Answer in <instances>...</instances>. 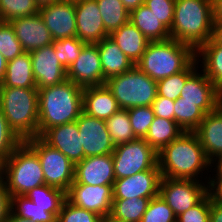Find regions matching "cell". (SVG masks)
Wrapping results in <instances>:
<instances>
[{
    "label": "cell",
    "instance_id": "7c38bea8",
    "mask_svg": "<svg viewBox=\"0 0 222 222\" xmlns=\"http://www.w3.org/2000/svg\"><path fill=\"white\" fill-rule=\"evenodd\" d=\"M76 122L81 136L84 158L113 153L115 145L111 141L105 120L82 112Z\"/></svg>",
    "mask_w": 222,
    "mask_h": 222
},
{
    "label": "cell",
    "instance_id": "1f68e13d",
    "mask_svg": "<svg viewBox=\"0 0 222 222\" xmlns=\"http://www.w3.org/2000/svg\"><path fill=\"white\" fill-rule=\"evenodd\" d=\"M106 32L110 35L129 21L130 12L121 0H96Z\"/></svg>",
    "mask_w": 222,
    "mask_h": 222
},
{
    "label": "cell",
    "instance_id": "2e32d148",
    "mask_svg": "<svg viewBox=\"0 0 222 222\" xmlns=\"http://www.w3.org/2000/svg\"><path fill=\"white\" fill-rule=\"evenodd\" d=\"M197 70L186 80L178 102L198 103L205 113L214 111L222 103V92L205 75Z\"/></svg>",
    "mask_w": 222,
    "mask_h": 222
},
{
    "label": "cell",
    "instance_id": "681fc988",
    "mask_svg": "<svg viewBox=\"0 0 222 222\" xmlns=\"http://www.w3.org/2000/svg\"><path fill=\"white\" fill-rule=\"evenodd\" d=\"M209 222H222V204L212 202L211 198Z\"/></svg>",
    "mask_w": 222,
    "mask_h": 222
},
{
    "label": "cell",
    "instance_id": "52a82bcc",
    "mask_svg": "<svg viewBox=\"0 0 222 222\" xmlns=\"http://www.w3.org/2000/svg\"><path fill=\"white\" fill-rule=\"evenodd\" d=\"M120 109L151 106L157 96V81L143 73L136 65L123 74L112 76L105 82Z\"/></svg>",
    "mask_w": 222,
    "mask_h": 222
},
{
    "label": "cell",
    "instance_id": "9f6ffc18",
    "mask_svg": "<svg viewBox=\"0 0 222 222\" xmlns=\"http://www.w3.org/2000/svg\"><path fill=\"white\" fill-rule=\"evenodd\" d=\"M60 0H35L39 8L59 2Z\"/></svg>",
    "mask_w": 222,
    "mask_h": 222
},
{
    "label": "cell",
    "instance_id": "7402d4cb",
    "mask_svg": "<svg viewBox=\"0 0 222 222\" xmlns=\"http://www.w3.org/2000/svg\"><path fill=\"white\" fill-rule=\"evenodd\" d=\"M198 136L206 157L213 163L222 155V103L207 113L194 131ZM215 157V158H214Z\"/></svg>",
    "mask_w": 222,
    "mask_h": 222
},
{
    "label": "cell",
    "instance_id": "6f0895ef",
    "mask_svg": "<svg viewBox=\"0 0 222 222\" xmlns=\"http://www.w3.org/2000/svg\"><path fill=\"white\" fill-rule=\"evenodd\" d=\"M218 163H216L217 165H216V167H215V169H217V176H222V155L221 156H219L218 158Z\"/></svg>",
    "mask_w": 222,
    "mask_h": 222
},
{
    "label": "cell",
    "instance_id": "ac0fdd59",
    "mask_svg": "<svg viewBox=\"0 0 222 222\" xmlns=\"http://www.w3.org/2000/svg\"><path fill=\"white\" fill-rule=\"evenodd\" d=\"M77 38L86 44H96L109 34L105 30L96 0H75Z\"/></svg>",
    "mask_w": 222,
    "mask_h": 222
},
{
    "label": "cell",
    "instance_id": "c3c4849f",
    "mask_svg": "<svg viewBox=\"0 0 222 222\" xmlns=\"http://www.w3.org/2000/svg\"><path fill=\"white\" fill-rule=\"evenodd\" d=\"M216 177L207 182L209 184L207 185V194L212 202L222 204V176Z\"/></svg>",
    "mask_w": 222,
    "mask_h": 222
},
{
    "label": "cell",
    "instance_id": "277c9868",
    "mask_svg": "<svg viewBox=\"0 0 222 222\" xmlns=\"http://www.w3.org/2000/svg\"><path fill=\"white\" fill-rule=\"evenodd\" d=\"M0 108L22 142L38 136L37 88L0 87Z\"/></svg>",
    "mask_w": 222,
    "mask_h": 222
},
{
    "label": "cell",
    "instance_id": "e0dca14e",
    "mask_svg": "<svg viewBox=\"0 0 222 222\" xmlns=\"http://www.w3.org/2000/svg\"><path fill=\"white\" fill-rule=\"evenodd\" d=\"M36 88L59 84L67 79V69L58 61L53 45L30 52Z\"/></svg>",
    "mask_w": 222,
    "mask_h": 222
},
{
    "label": "cell",
    "instance_id": "484cf974",
    "mask_svg": "<svg viewBox=\"0 0 222 222\" xmlns=\"http://www.w3.org/2000/svg\"><path fill=\"white\" fill-rule=\"evenodd\" d=\"M129 21L149 40L165 41L171 38L169 29L147 6L140 5L130 12Z\"/></svg>",
    "mask_w": 222,
    "mask_h": 222
},
{
    "label": "cell",
    "instance_id": "5bb4252c",
    "mask_svg": "<svg viewBox=\"0 0 222 222\" xmlns=\"http://www.w3.org/2000/svg\"><path fill=\"white\" fill-rule=\"evenodd\" d=\"M53 40L77 37L75 0H60L39 8Z\"/></svg>",
    "mask_w": 222,
    "mask_h": 222
},
{
    "label": "cell",
    "instance_id": "ab89813d",
    "mask_svg": "<svg viewBox=\"0 0 222 222\" xmlns=\"http://www.w3.org/2000/svg\"><path fill=\"white\" fill-rule=\"evenodd\" d=\"M127 110L135 136L145 138L155 117L152 106H138Z\"/></svg>",
    "mask_w": 222,
    "mask_h": 222
},
{
    "label": "cell",
    "instance_id": "4fadbf2b",
    "mask_svg": "<svg viewBox=\"0 0 222 222\" xmlns=\"http://www.w3.org/2000/svg\"><path fill=\"white\" fill-rule=\"evenodd\" d=\"M113 185L71 184L66 199L73 205L92 211L101 217L111 214Z\"/></svg>",
    "mask_w": 222,
    "mask_h": 222
},
{
    "label": "cell",
    "instance_id": "7a4b0ae2",
    "mask_svg": "<svg viewBox=\"0 0 222 222\" xmlns=\"http://www.w3.org/2000/svg\"><path fill=\"white\" fill-rule=\"evenodd\" d=\"M157 154L161 177L196 180L200 172L212 166L195 132L182 133Z\"/></svg>",
    "mask_w": 222,
    "mask_h": 222
},
{
    "label": "cell",
    "instance_id": "74e56055",
    "mask_svg": "<svg viewBox=\"0 0 222 222\" xmlns=\"http://www.w3.org/2000/svg\"><path fill=\"white\" fill-rule=\"evenodd\" d=\"M86 43L77 37H68L60 40H53V47L58 61L66 69L75 62Z\"/></svg>",
    "mask_w": 222,
    "mask_h": 222
},
{
    "label": "cell",
    "instance_id": "60d3db41",
    "mask_svg": "<svg viewBox=\"0 0 222 222\" xmlns=\"http://www.w3.org/2000/svg\"><path fill=\"white\" fill-rule=\"evenodd\" d=\"M140 222H177V216L158 195L149 201Z\"/></svg>",
    "mask_w": 222,
    "mask_h": 222
},
{
    "label": "cell",
    "instance_id": "d590c367",
    "mask_svg": "<svg viewBox=\"0 0 222 222\" xmlns=\"http://www.w3.org/2000/svg\"><path fill=\"white\" fill-rule=\"evenodd\" d=\"M174 121L184 132H194L205 117V113L198 107V103H174Z\"/></svg>",
    "mask_w": 222,
    "mask_h": 222
},
{
    "label": "cell",
    "instance_id": "603a6c76",
    "mask_svg": "<svg viewBox=\"0 0 222 222\" xmlns=\"http://www.w3.org/2000/svg\"><path fill=\"white\" fill-rule=\"evenodd\" d=\"M120 107L106 85L83 88V112L97 119L107 120Z\"/></svg>",
    "mask_w": 222,
    "mask_h": 222
},
{
    "label": "cell",
    "instance_id": "30bf717a",
    "mask_svg": "<svg viewBox=\"0 0 222 222\" xmlns=\"http://www.w3.org/2000/svg\"><path fill=\"white\" fill-rule=\"evenodd\" d=\"M207 195V187L198 178L171 179L162 177L159 196L168 204L176 216L197 205Z\"/></svg>",
    "mask_w": 222,
    "mask_h": 222
},
{
    "label": "cell",
    "instance_id": "d6986e66",
    "mask_svg": "<svg viewBox=\"0 0 222 222\" xmlns=\"http://www.w3.org/2000/svg\"><path fill=\"white\" fill-rule=\"evenodd\" d=\"M39 137L49 146L58 149L74 165L84 159V150L76 121L49 128Z\"/></svg>",
    "mask_w": 222,
    "mask_h": 222
},
{
    "label": "cell",
    "instance_id": "cb8c5ba5",
    "mask_svg": "<svg viewBox=\"0 0 222 222\" xmlns=\"http://www.w3.org/2000/svg\"><path fill=\"white\" fill-rule=\"evenodd\" d=\"M109 37L134 65L140 60L149 43V40L130 21L113 31Z\"/></svg>",
    "mask_w": 222,
    "mask_h": 222
},
{
    "label": "cell",
    "instance_id": "f1b7e54d",
    "mask_svg": "<svg viewBox=\"0 0 222 222\" xmlns=\"http://www.w3.org/2000/svg\"><path fill=\"white\" fill-rule=\"evenodd\" d=\"M201 56L204 68L202 71L222 92V45L209 40L196 51V58Z\"/></svg>",
    "mask_w": 222,
    "mask_h": 222
},
{
    "label": "cell",
    "instance_id": "44dd1931",
    "mask_svg": "<svg viewBox=\"0 0 222 222\" xmlns=\"http://www.w3.org/2000/svg\"><path fill=\"white\" fill-rule=\"evenodd\" d=\"M9 22L25 52H31L53 43L52 35L39 12Z\"/></svg>",
    "mask_w": 222,
    "mask_h": 222
},
{
    "label": "cell",
    "instance_id": "f546056e",
    "mask_svg": "<svg viewBox=\"0 0 222 222\" xmlns=\"http://www.w3.org/2000/svg\"><path fill=\"white\" fill-rule=\"evenodd\" d=\"M25 196L36 206L47 208V212L53 213L56 217L66 199V193L63 190L47 184L30 190Z\"/></svg>",
    "mask_w": 222,
    "mask_h": 222
},
{
    "label": "cell",
    "instance_id": "9a60e30c",
    "mask_svg": "<svg viewBox=\"0 0 222 222\" xmlns=\"http://www.w3.org/2000/svg\"><path fill=\"white\" fill-rule=\"evenodd\" d=\"M160 169H150L114 181L113 199L154 198L159 195Z\"/></svg>",
    "mask_w": 222,
    "mask_h": 222
},
{
    "label": "cell",
    "instance_id": "9c48e42d",
    "mask_svg": "<svg viewBox=\"0 0 222 222\" xmlns=\"http://www.w3.org/2000/svg\"><path fill=\"white\" fill-rule=\"evenodd\" d=\"M38 156L45 184L65 193L74 182L75 165L58 149L46 144L39 136L24 141Z\"/></svg>",
    "mask_w": 222,
    "mask_h": 222
},
{
    "label": "cell",
    "instance_id": "4dcf8cb0",
    "mask_svg": "<svg viewBox=\"0 0 222 222\" xmlns=\"http://www.w3.org/2000/svg\"><path fill=\"white\" fill-rule=\"evenodd\" d=\"M150 198L113 199L110 216L123 222H140Z\"/></svg>",
    "mask_w": 222,
    "mask_h": 222
},
{
    "label": "cell",
    "instance_id": "7dc6e473",
    "mask_svg": "<svg viewBox=\"0 0 222 222\" xmlns=\"http://www.w3.org/2000/svg\"><path fill=\"white\" fill-rule=\"evenodd\" d=\"M11 211V196L7 187L0 178V222H5L8 214Z\"/></svg>",
    "mask_w": 222,
    "mask_h": 222
},
{
    "label": "cell",
    "instance_id": "b9f144b4",
    "mask_svg": "<svg viewBox=\"0 0 222 222\" xmlns=\"http://www.w3.org/2000/svg\"><path fill=\"white\" fill-rule=\"evenodd\" d=\"M101 218L98 214L77 207L65 199L56 222H101Z\"/></svg>",
    "mask_w": 222,
    "mask_h": 222
},
{
    "label": "cell",
    "instance_id": "ee69618b",
    "mask_svg": "<svg viewBox=\"0 0 222 222\" xmlns=\"http://www.w3.org/2000/svg\"><path fill=\"white\" fill-rule=\"evenodd\" d=\"M147 6L159 18V21L169 30L173 24L175 0H145Z\"/></svg>",
    "mask_w": 222,
    "mask_h": 222
},
{
    "label": "cell",
    "instance_id": "8fae6325",
    "mask_svg": "<svg viewBox=\"0 0 222 222\" xmlns=\"http://www.w3.org/2000/svg\"><path fill=\"white\" fill-rule=\"evenodd\" d=\"M67 79L82 88L105 85L97 44H85L80 55L67 68Z\"/></svg>",
    "mask_w": 222,
    "mask_h": 222
},
{
    "label": "cell",
    "instance_id": "f5cc1de1",
    "mask_svg": "<svg viewBox=\"0 0 222 222\" xmlns=\"http://www.w3.org/2000/svg\"><path fill=\"white\" fill-rule=\"evenodd\" d=\"M128 12L137 9L140 5L144 4L145 0H121Z\"/></svg>",
    "mask_w": 222,
    "mask_h": 222
},
{
    "label": "cell",
    "instance_id": "db71d44e",
    "mask_svg": "<svg viewBox=\"0 0 222 222\" xmlns=\"http://www.w3.org/2000/svg\"><path fill=\"white\" fill-rule=\"evenodd\" d=\"M7 68V61L0 53V83L4 80Z\"/></svg>",
    "mask_w": 222,
    "mask_h": 222
},
{
    "label": "cell",
    "instance_id": "4316f807",
    "mask_svg": "<svg viewBox=\"0 0 222 222\" xmlns=\"http://www.w3.org/2000/svg\"><path fill=\"white\" fill-rule=\"evenodd\" d=\"M0 87L36 88L30 52H23L7 61L6 74Z\"/></svg>",
    "mask_w": 222,
    "mask_h": 222
},
{
    "label": "cell",
    "instance_id": "7bdbcfd3",
    "mask_svg": "<svg viewBox=\"0 0 222 222\" xmlns=\"http://www.w3.org/2000/svg\"><path fill=\"white\" fill-rule=\"evenodd\" d=\"M21 143L22 140L9 128L7 119L0 108V162L10 156Z\"/></svg>",
    "mask_w": 222,
    "mask_h": 222
},
{
    "label": "cell",
    "instance_id": "f35d334b",
    "mask_svg": "<svg viewBox=\"0 0 222 222\" xmlns=\"http://www.w3.org/2000/svg\"><path fill=\"white\" fill-rule=\"evenodd\" d=\"M25 52L8 21H0V53L6 61L15 59Z\"/></svg>",
    "mask_w": 222,
    "mask_h": 222
},
{
    "label": "cell",
    "instance_id": "5b68a950",
    "mask_svg": "<svg viewBox=\"0 0 222 222\" xmlns=\"http://www.w3.org/2000/svg\"><path fill=\"white\" fill-rule=\"evenodd\" d=\"M196 59V51L174 39L149 42L135 64L151 79L159 81L185 70Z\"/></svg>",
    "mask_w": 222,
    "mask_h": 222
},
{
    "label": "cell",
    "instance_id": "680465c9",
    "mask_svg": "<svg viewBox=\"0 0 222 222\" xmlns=\"http://www.w3.org/2000/svg\"><path fill=\"white\" fill-rule=\"evenodd\" d=\"M101 222H123V221L116 220L113 217H111L110 215H107V216L101 218Z\"/></svg>",
    "mask_w": 222,
    "mask_h": 222
},
{
    "label": "cell",
    "instance_id": "ba28073f",
    "mask_svg": "<svg viewBox=\"0 0 222 222\" xmlns=\"http://www.w3.org/2000/svg\"><path fill=\"white\" fill-rule=\"evenodd\" d=\"M112 156L115 180L145 170L159 169L158 154L144 138H136L115 146Z\"/></svg>",
    "mask_w": 222,
    "mask_h": 222
},
{
    "label": "cell",
    "instance_id": "d4e9b609",
    "mask_svg": "<svg viewBox=\"0 0 222 222\" xmlns=\"http://www.w3.org/2000/svg\"><path fill=\"white\" fill-rule=\"evenodd\" d=\"M96 44L99 50L103 76L106 80L112 76L123 74L134 66L109 36Z\"/></svg>",
    "mask_w": 222,
    "mask_h": 222
},
{
    "label": "cell",
    "instance_id": "11a10c76",
    "mask_svg": "<svg viewBox=\"0 0 222 222\" xmlns=\"http://www.w3.org/2000/svg\"><path fill=\"white\" fill-rule=\"evenodd\" d=\"M5 222H29V220L20 218L16 214H14L12 211L9 212L8 218L6 219Z\"/></svg>",
    "mask_w": 222,
    "mask_h": 222
},
{
    "label": "cell",
    "instance_id": "bcb514c9",
    "mask_svg": "<svg viewBox=\"0 0 222 222\" xmlns=\"http://www.w3.org/2000/svg\"><path fill=\"white\" fill-rule=\"evenodd\" d=\"M174 103V100L157 95L151 105L154 115L160 118L174 120Z\"/></svg>",
    "mask_w": 222,
    "mask_h": 222
},
{
    "label": "cell",
    "instance_id": "6da1fadb",
    "mask_svg": "<svg viewBox=\"0 0 222 222\" xmlns=\"http://www.w3.org/2000/svg\"><path fill=\"white\" fill-rule=\"evenodd\" d=\"M38 136L45 130L75 122L83 112V88L65 81L38 89Z\"/></svg>",
    "mask_w": 222,
    "mask_h": 222
},
{
    "label": "cell",
    "instance_id": "836d02e7",
    "mask_svg": "<svg viewBox=\"0 0 222 222\" xmlns=\"http://www.w3.org/2000/svg\"><path fill=\"white\" fill-rule=\"evenodd\" d=\"M106 127L115 146L135 140L128 110L120 109L106 120Z\"/></svg>",
    "mask_w": 222,
    "mask_h": 222
},
{
    "label": "cell",
    "instance_id": "d6a6232c",
    "mask_svg": "<svg viewBox=\"0 0 222 222\" xmlns=\"http://www.w3.org/2000/svg\"><path fill=\"white\" fill-rule=\"evenodd\" d=\"M11 211L20 218L29 220V222H56L57 220L53 213L47 212V208L36 206L25 195L11 197Z\"/></svg>",
    "mask_w": 222,
    "mask_h": 222
},
{
    "label": "cell",
    "instance_id": "ffe728a7",
    "mask_svg": "<svg viewBox=\"0 0 222 222\" xmlns=\"http://www.w3.org/2000/svg\"><path fill=\"white\" fill-rule=\"evenodd\" d=\"M115 181L112 154L85 157L75 164L74 182L93 186L113 185Z\"/></svg>",
    "mask_w": 222,
    "mask_h": 222
},
{
    "label": "cell",
    "instance_id": "e575fe53",
    "mask_svg": "<svg viewBox=\"0 0 222 222\" xmlns=\"http://www.w3.org/2000/svg\"><path fill=\"white\" fill-rule=\"evenodd\" d=\"M198 63L196 58L185 70L157 81V95L174 101L179 98L186 80L197 70Z\"/></svg>",
    "mask_w": 222,
    "mask_h": 222
},
{
    "label": "cell",
    "instance_id": "3957f363",
    "mask_svg": "<svg viewBox=\"0 0 222 222\" xmlns=\"http://www.w3.org/2000/svg\"><path fill=\"white\" fill-rule=\"evenodd\" d=\"M212 28V0H175L171 39L197 51L211 39Z\"/></svg>",
    "mask_w": 222,
    "mask_h": 222
},
{
    "label": "cell",
    "instance_id": "8d00e7d4",
    "mask_svg": "<svg viewBox=\"0 0 222 222\" xmlns=\"http://www.w3.org/2000/svg\"><path fill=\"white\" fill-rule=\"evenodd\" d=\"M39 12L35 0H0V21H11Z\"/></svg>",
    "mask_w": 222,
    "mask_h": 222
},
{
    "label": "cell",
    "instance_id": "816d5d0a",
    "mask_svg": "<svg viewBox=\"0 0 222 222\" xmlns=\"http://www.w3.org/2000/svg\"><path fill=\"white\" fill-rule=\"evenodd\" d=\"M213 21H222V0H212Z\"/></svg>",
    "mask_w": 222,
    "mask_h": 222
},
{
    "label": "cell",
    "instance_id": "83f0119b",
    "mask_svg": "<svg viewBox=\"0 0 222 222\" xmlns=\"http://www.w3.org/2000/svg\"><path fill=\"white\" fill-rule=\"evenodd\" d=\"M182 133L184 130L176 121L155 116L144 140L158 153Z\"/></svg>",
    "mask_w": 222,
    "mask_h": 222
},
{
    "label": "cell",
    "instance_id": "f6af8a7d",
    "mask_svg": "<svg viewBox=\"0 0 222 222\" xmlns=\"http://www.w3.org/2000/svg\"><path fill=\"white\" fill-rule=\"evenodd\" d=\"M210 196L207 194L197 205L177 216V222H209Z\"/></svg>",
    "mask_w": 222,
    "mask_h": 222
},
{
    "label": "cell",
    "instance_id": "8992f818",
    "mask_svg": "<svg viewBox=\"0 0 222 222\" xmlns=\"http://www.w3.org/2000/svg\"><path fill=\"white\" fill-rule=\"evenodd\" d=\"M0 178L11 197L26 195L30 190L45 184L40 160L24 141L0 162Z\"/></svg>",
    "mask_w": 222,
    "mask_h": 222
},
{
    "label": "cell",
    "instance_id": "f907efd6",
    "mask_svg": "<svg viewBox=\"0 0 222 222\" xmlns=\"http://www.w3.org/2000/svg\"><path fill=\"white\" fill-rule=\"evenodd\" d=\"M213 43L222 45V21H213L212 35Z\"/></svg>",
    "mask_w": 222,
    "mask_h": 222
}]
</instances>
